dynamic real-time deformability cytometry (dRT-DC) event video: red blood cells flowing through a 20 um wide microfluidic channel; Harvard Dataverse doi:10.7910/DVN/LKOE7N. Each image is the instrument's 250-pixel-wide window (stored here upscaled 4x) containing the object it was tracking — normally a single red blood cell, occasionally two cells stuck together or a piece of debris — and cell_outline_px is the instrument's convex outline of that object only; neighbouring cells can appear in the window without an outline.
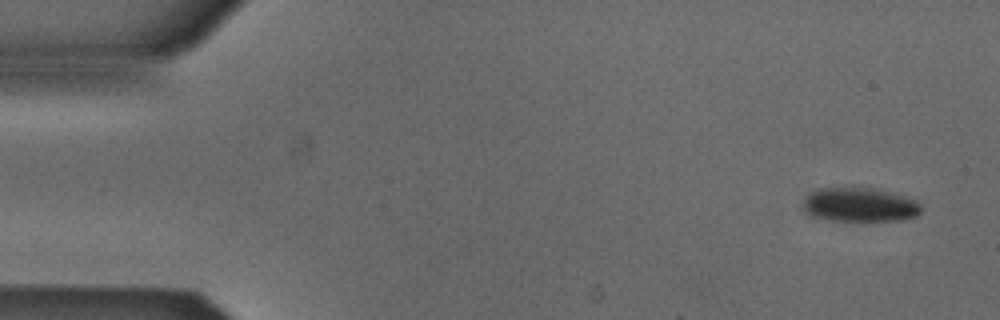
{"species": "Egyptian fruit bat (a non-hibernating species)", "species_latin": "Rousettus aegyptiacus", "temperature_condition": "cold", "stored_images_in_passage": 12, "camera_frame_rate_fps": 3000, "um_per_image_px": 0.085, "animal": {"sex": "male"}, "frame": {"image": 1, "passage_image": 1, "time_ms": 0.0, "image_size_px": [1000, 320], "cell_outline_px": [[920, 212], [916, 216], [896, 220], [832, 220], [812, 216], [804, 208], [804, 200], [816, 188], [844, 184], [872, 188], [888, 192], [916, 200], [920, 204]], "centroid_in_image_um": [73.03, 17.35], "position_along_channel_um": 12.0, "area_um2": 23.64}}
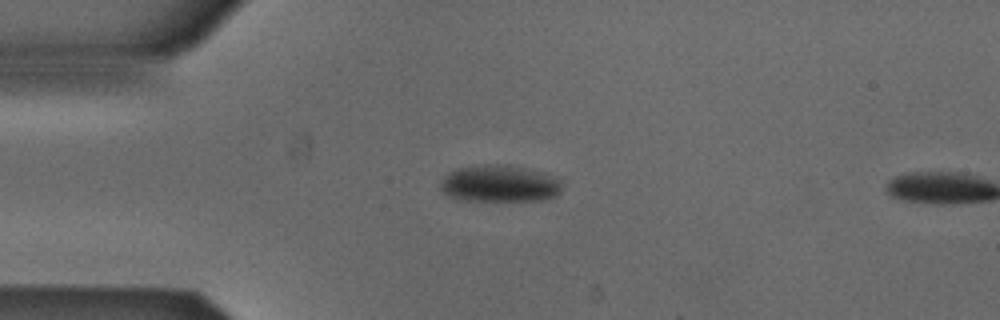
{"frame": {"image": 2, "passage_image": 11, "time_ms": 3.333, "image_size_px": [1000, 320], "cell_outline_px": [[560, 192], [556, 196], [544, 200], [456, 200], [448, 196], [440, 188], [440, 180], [448, 172], [456, 168], [484, 164], [512, 164], [544, 172], [556, 176], [560, 180]], "centroid_in_image_um": [42.45, 15.59], "position_along_channel_um": 42.5, "area_um2": 26.65}}